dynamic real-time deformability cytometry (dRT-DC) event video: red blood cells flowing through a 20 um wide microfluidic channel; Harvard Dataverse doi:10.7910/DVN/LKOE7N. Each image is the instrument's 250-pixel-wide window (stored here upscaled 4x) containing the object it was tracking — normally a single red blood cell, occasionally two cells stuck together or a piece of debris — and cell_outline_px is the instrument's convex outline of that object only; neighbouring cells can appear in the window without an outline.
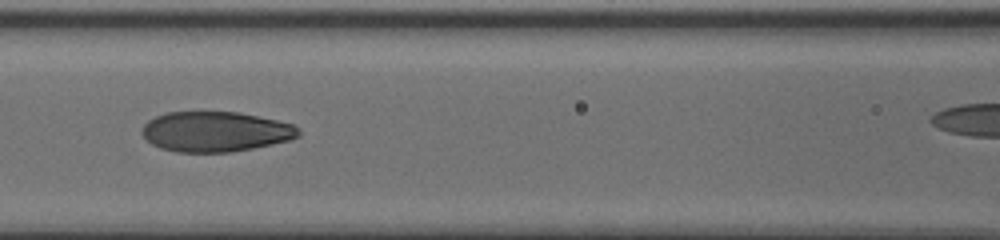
{"species": "human", "species_latin": "Homo sapiens", "temperature_condition": "cold", "stored_images_in_passage": 23, "camera_frame_rate_fps": 3000, "um_per_image_px": 0.085, "donor": {"sex": "male"}, "frame": {"image": 1, "passage_image": 11, "time_ms": 3.333, "image_size_px": [1000, 240], "cell_outline_px": [[300, 136], [288, 140], [272, 144], [252, 148], [228, 152], [176, 152], [160, 148], [152, 144], [140, 132], [144, 124], [148, 120], [156, 116], [168, 112], [240, 112], [276, 120], [292, 124], [300, 128]], "centroid_in_image_um": [18.3, 11.19], "position_along_channel_um": 148.3, "area_um2": 36.59}}
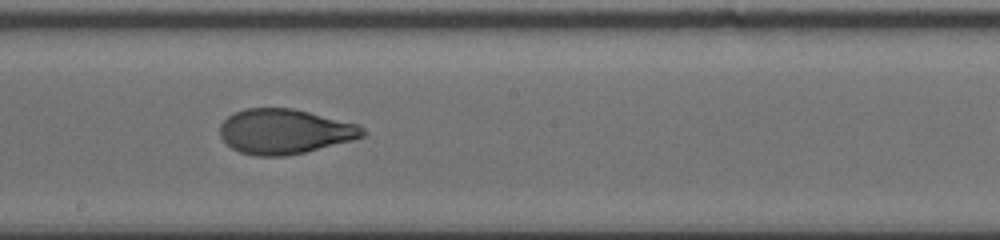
{"frame": {"image": 2, "passage_image": 16, "time_ms": 5.0, "image_size_px": [1000, 240], "cell_outline_px": [[368, 132], [364, 136], [352, 140], [304, 152], [284, 156], [256, 156], [240, 152], [232, 148], [220, 136], [220, 124], [228, 116], [244, 108], [292, 108], [360, 124]], "centroid_in_image_um": [24.21, 11.17], "position_along_channel_um": 224.0, "area_um2": 37.34}}
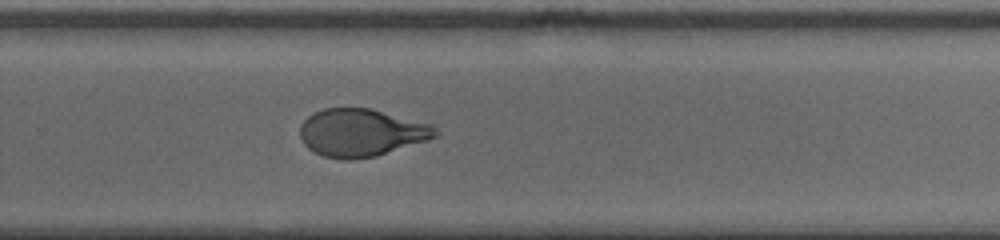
{"frame": {"image": 3, "passage_image": 22, "time_ms": 7.0, "image_size_px": [1000, 240], "cell_outline_px": [[440, 132], [436, 136], [428, 140], [376, 156], [352, 160], [344, 160], [324, 156], [308, 148], [304, 144], [300, 136], [300, 124], [312, 112], [324, 108], [372, 108], [432, 124]], "centroid_in_image_um": [30.71, 11.27], "position_along_channel_um": 299.1, "area_um2": 37.86}}